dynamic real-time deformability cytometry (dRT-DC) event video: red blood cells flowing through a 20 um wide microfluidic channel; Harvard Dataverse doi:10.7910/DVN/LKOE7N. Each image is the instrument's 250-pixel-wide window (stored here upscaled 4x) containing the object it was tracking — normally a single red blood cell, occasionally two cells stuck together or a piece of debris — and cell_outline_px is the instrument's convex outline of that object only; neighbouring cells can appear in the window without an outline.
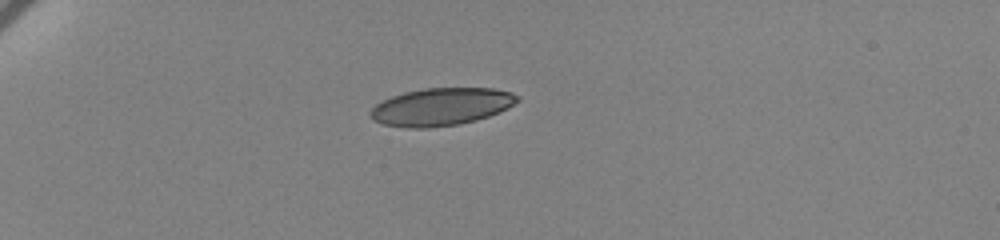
{"species": "human", "species_latin": "Homo sapiens", "temperature_condition": "cold", "stored_images_in_passage": 44, "camera_frame_rate_fps": 3000, "um_per_image_px": 0.085, "donor": {"sex": "female"}, "frame": {"image": 1, "passage_image": 1, "time_ms": 0.0, "image_size_px": [1000, 240], "cell_outline_px": [[520, 100], [508, 108], [500, 112], [476, 120], [456, 124], [428, 128], [408, 128], [384, 124], [372, 120], [368, 116], [368, 112], [376, 104], [392, 96], [404, 92], [424, 88], [492, 88], [512, 92], [520, 96]], "centroid_in_image_um": [37.5, 9.07], "position_along_channel_um": 47.5, "area_um2": 32.31}}
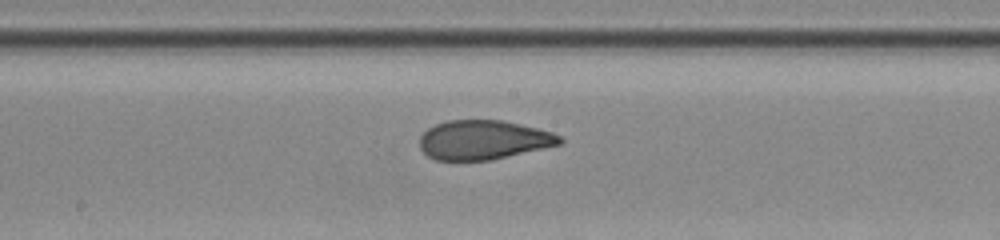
{"frame": {"image": 2, "passage_image": 19, "time_ms": 6.0, "image_size_px": [1000, 240], "cell_outline_px": [[564, 140], [560, 144], [488, 160], [436, 160], [428, 156], [420, 148], [420, 136], [428, 128], [436, 124], [448, 120], [500, 120], [520, 124], [552, 132], [560, 136]], "centroid_in_image_um": [41.06, 11.88], "position_along_channel_um": 207.1, "area_um2": 31.67}}
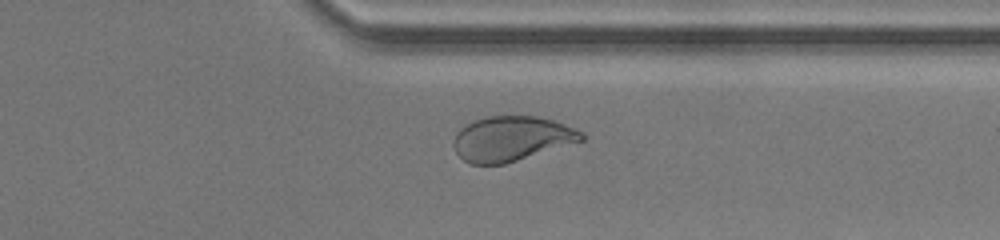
{"frame": {"image": 3, "passage_image": 33, "time_ms": 10.667, "image_size_px": [1000, 240], "cell_outline_px": [[584, 140], [504, 164], [472, 164], [464, 160], [456, 152], [452, 144], [452, 140], [456, 132], [460, 128], [476, 120], [488, 116], [536, 116], [552, 120], [564, 124], [584, 132]], "centroid_in_image_um": [43.46, 11.78], "position_along_channel_um": 367.9, "area_um2": 33.23}, "authors_computed_cell_mechanics": {"area_um2": 33.3506, "velocity_mm_per_s": 3.4506, "shape_relaxation_time_tau1_ms": 7.1419, "shape_relaxation_time_tau2_ms": 1.0483, "deformation_change_tau1": 0.1955, "deformation_change_tau2": 0.0687}}